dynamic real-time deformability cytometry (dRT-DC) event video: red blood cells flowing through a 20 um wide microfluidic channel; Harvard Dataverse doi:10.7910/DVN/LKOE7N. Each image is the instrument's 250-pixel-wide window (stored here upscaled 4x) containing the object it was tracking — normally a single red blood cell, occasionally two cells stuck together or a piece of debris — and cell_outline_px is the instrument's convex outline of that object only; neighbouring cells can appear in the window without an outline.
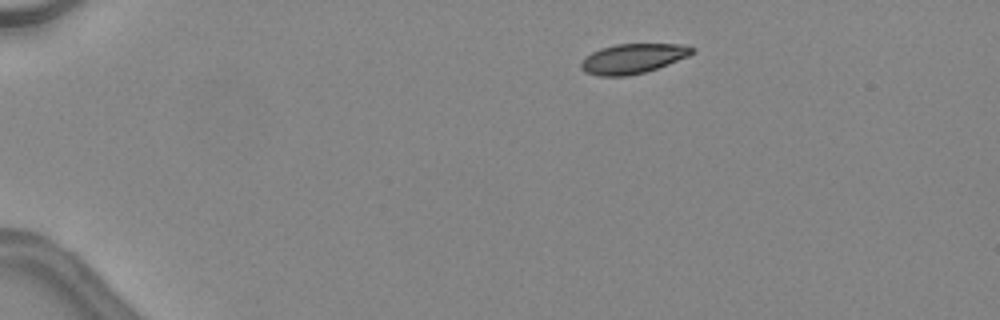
{"species": "common noctule bat (a hibernating species)", "species_latin": "Nyctalus noctula", "temperature_condition": "warm", "stored_images_in_passage": 38, "camera_frame_rate_fps": 3000, "um_per_image_px": 0.085, "animal": {"sex": "female", "body_mass_g": 24.6, "forearm_length_mm": 56.2}, "frame": {"image": 1, "passage_image": 1, "time_ms": 0.0, "image_size_px": [1000, 320], "cell_outline_px": [[696, 52], [688, 56], [668, 64], [644, 72], [628, 76], [600, 76], [584, 72], [580, 68], [580, 64], [584, 56], [600, 48], [616, 44], [680, 44], [696, 48]], "centroid_in_image_um": [53.77, 4.98], "position_along_channel_um": 31.2, "area_um2": 19.36}}
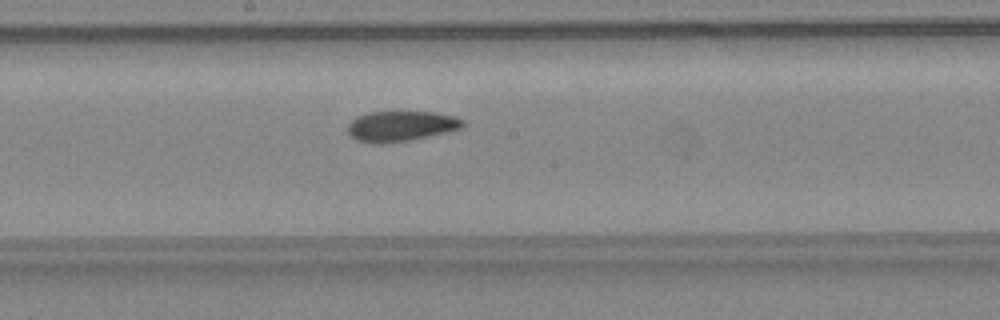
{"frame": {"image": 2, "passage_image": 19, "time_ms": 6.0, "image_size_px": [1000, 320], "cell_outline_px": [[464, 128], [408, 140], [384, 144], [380, 144], [356, 140], [348, 136], [348, 124], [356, 116], [368, 112], [432, 112], [456, 116], [464, 120]], "centroid_in_image_um": [34.06, 10.72], "position_along_channel_um": 214.1, "area_um2": 20.4}}
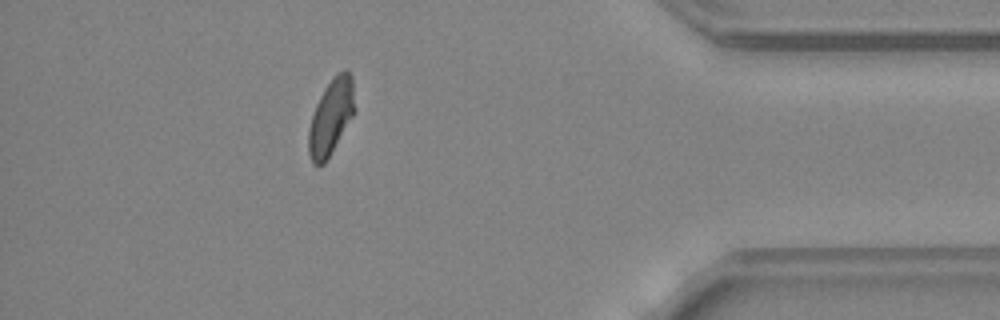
{"frame": {"image": 3, "passage_image": 34, "time_ms": 11.0, "image_size_px": [1000, 320], "cell_outline_px": [[356, 108], [352, 116], [324, 164], [312, 164], [308, 152], [308, 128], [316, 104], [324, 88], [336, 72], [344, 68], [348, 68], [352, 76]], "centroid_in_image_um": [28.14, 9.86], "position_along_channel_um": 407.1, "area_um2": 20.4}, "authors_computed_cell_mechanics": {"area_um2": 20.519, "velocity_mm_per_s": 4.5371, "shape_relaxation_time_tau1_ms": 7.6004, "shape_relaxation_time_tau2_ms": 1.4191, "deformation_change_tau1": 0.1622, "deformation_change_tau2": 0.0649}}